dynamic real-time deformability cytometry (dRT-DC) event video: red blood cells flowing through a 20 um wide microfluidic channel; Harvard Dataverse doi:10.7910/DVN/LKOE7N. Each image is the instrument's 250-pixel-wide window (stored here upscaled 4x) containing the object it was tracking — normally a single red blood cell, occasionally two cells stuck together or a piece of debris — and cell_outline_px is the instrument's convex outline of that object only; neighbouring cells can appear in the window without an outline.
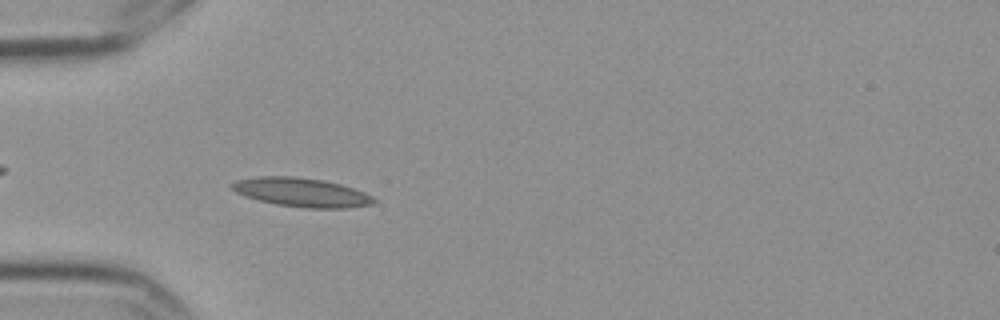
{"species": "Egyptian fruit bat (a non-hibernating species)", "species_latin": "Rousettus aegyptiacus", "temperature_condition": "cold", "stored_images_in_passage": 1, "camera_frame_rate_fps": 3000, "um_per_image_px": 0.085, "frame": {"image": 1, "passage_image": 1, "time_ms": 0.0, "image_size_px": [1000, 320], "cell_outline_px": [[376, 200], [372, 204], [348, 208], [304, 208], [276, 204], [244, 196], [236, 192], [232, 188], [232, 184], [236, 180], [260, 176], [296, 176], [324, 180], [340, 184], [364, 192], [372, 196]], "centroid_in_image_um": [25.64, 16.35], "position_along_channel_um": 59.4, "area_um2": 23.81}}